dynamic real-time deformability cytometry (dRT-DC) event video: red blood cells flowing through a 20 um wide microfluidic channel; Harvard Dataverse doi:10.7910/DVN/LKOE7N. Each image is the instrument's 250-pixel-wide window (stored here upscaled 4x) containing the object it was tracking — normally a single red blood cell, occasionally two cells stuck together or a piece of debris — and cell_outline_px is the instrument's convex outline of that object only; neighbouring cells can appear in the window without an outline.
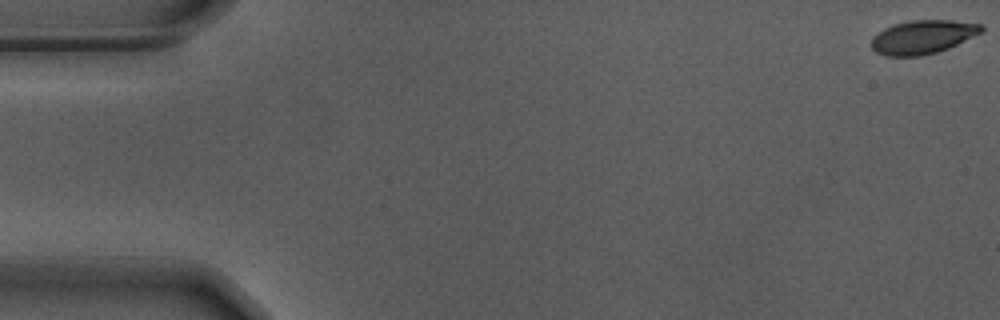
{"species": "Egyptian fruit bat (a non-hibernating species)", "species_latin": "Rousettus aegyptiacus", "temperature_condition": "warm", "stored_images_in_passage": 15, "camera_frame_rate_fps": 3000, "um_per_image_px": 0.085, "animal": {"sex": "male"}, "frame": {"image": 1, "passage_image": 1, "time_ms": 0.0, "image_size_px": [1000, 320], "cell_outline_px": [[984, 28], [980, 32], [948, 48], [936, 52], [920, 56], [884, 56], [876, 52], [872, 48], [872, 36], [884, 28], [892, 24], [908, 20], [948, 20], [980, 24]], "centroid_in_image_um": [78.36, 3.14], "position_along_channel_um": 6.6, "area_um2": 21.39}}
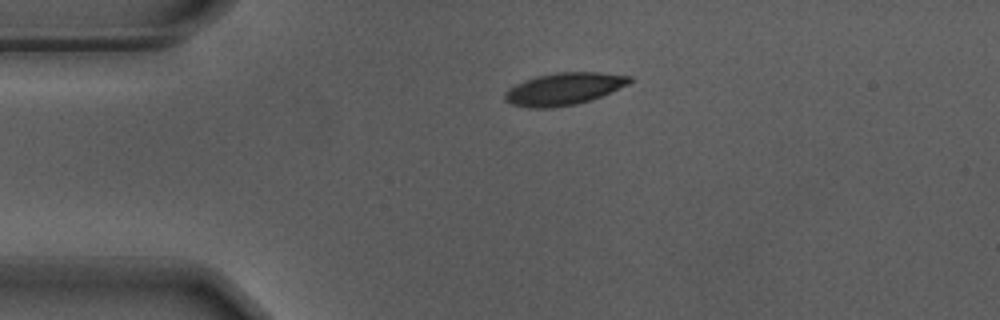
{"frame": {"image": 2, "passage_image": 13, "time_ms": 4.0, "image_size_px": [1000, 320], "cell_outline_px": [[632, 80], [628, 84], [612, 92], [592, 100], [576, 104], [552, 108], [528, 108], [512, 104], [504, 100], [504, 92], [508, 88], [524, 80], [536, 76], [556, 72], [600, 72], [632, 76]], "centroid_in_image_um": [47.92, 7.56], "position_along_channel_um": 37.1, "area_um2": 23.7}}